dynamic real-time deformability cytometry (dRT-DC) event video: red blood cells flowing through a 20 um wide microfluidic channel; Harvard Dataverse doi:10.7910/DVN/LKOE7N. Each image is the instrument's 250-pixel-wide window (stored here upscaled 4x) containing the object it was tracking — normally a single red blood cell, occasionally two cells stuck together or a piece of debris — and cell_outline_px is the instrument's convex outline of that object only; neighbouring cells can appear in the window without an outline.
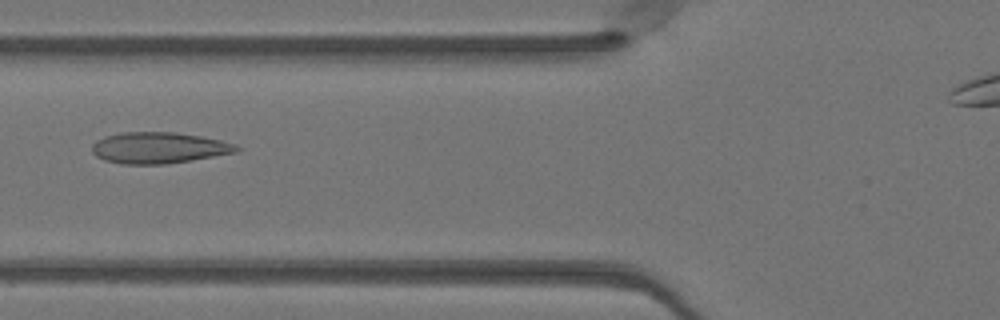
{"species": "Egyptian fruit bat (a non-hibernating species)", "species_latin": "Rousettus aegyptiacus", "temperature_condition": "warm", "stored_images_in_passage": 26, "camera_frame_rate_fps": 3000, "um_per_image_px": 0.085, "animal": {"sex": "female"}, "frame": {"image": 1, "passage_image": 4, "time_ms": 1.0, "image_size_px": [1000, 320], "cell_outline_px": [[240, 148], [236, 152], [164, 164], [120, 164], [104, 160], [96, 156], [92, 152], [92, 144], [96, 140], [104, 136], [120, 132], [176, 132], [200, 136], [220, 140], [236, 144]], "centroid_in_image_um": [13.43, 12.55], "position_along_channel_um": 112.4, "area_um2": 26.18}}
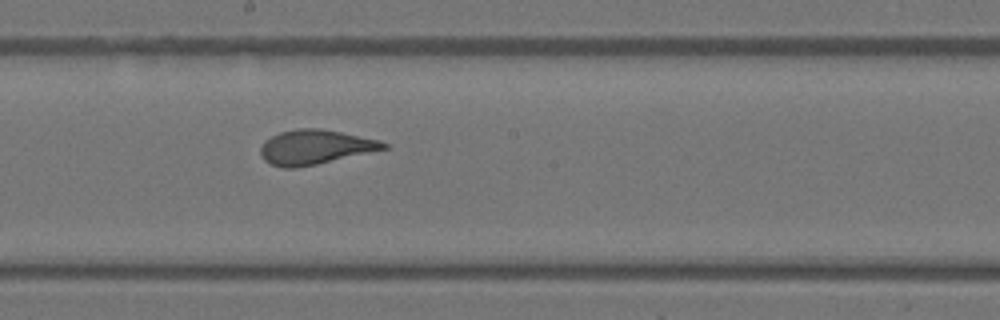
{"frame": {"image": 2, "passage_image": 12, "time_ms": 3.667, "image_size_px": [1000, 320], "cell_outline_px": [[388, 148], [316, 164], [296, 168], [284, 168], [272, 164], [264, 160], [260, 152], [260, 148], [264, 140], [280, 132], [296, 128], [320, 128], [380, 140], [388, 144]], "centroid_in_image_um": [26.76, 12.49], "position_along_channel_um": 221.4, "area_um2": 24.57}}
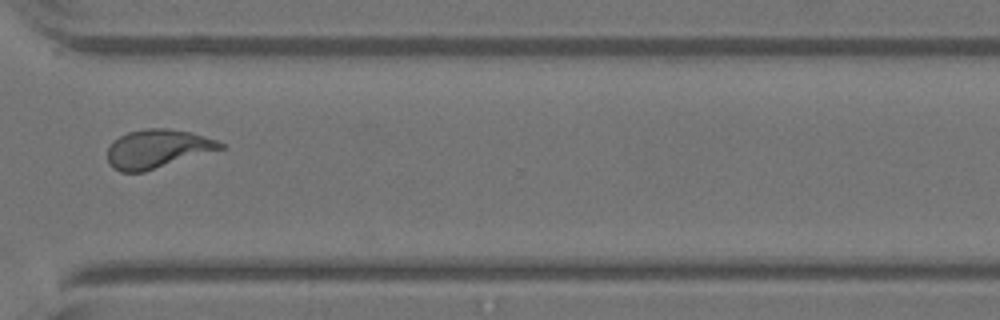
{"frame": {"image": 3, "passage_image": 22, "time_ms": 7.0, "image_size_px": [1000, 320], "cell_outline_px": [[224, 148], [144, 172], [120, 172], [112, 168], [108, 164], [108, 148], [112, 140], [128, 132], [148, 128], [168, 128], [188, 132], [204, 136], [216, 140], [224, 144]], "centroid_in_image_um": [13.33, 12.66], "position_along_channel_um": 357.3, "area_um2": 25.32}, "authors_computed_cell_mechanics": {"area_um2": 25.0852, "velocity_mm_per_s": 4.0926, "shape_relaxation_time_tau1_ms": null, "shape_relaxation_time_tau2_ms": 0.7776, "deformation_change_tau1": null, "deformation_change_tau2": 0.0809}}